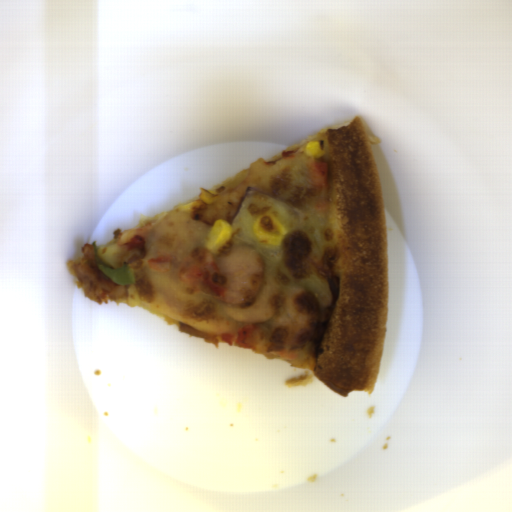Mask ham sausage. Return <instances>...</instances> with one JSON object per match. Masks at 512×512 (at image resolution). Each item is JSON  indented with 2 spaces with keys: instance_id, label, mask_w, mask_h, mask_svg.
<instances>
[{
  "instance_id": "77c602ba",
  "label": "ham sausage",
  "mask_w": 512,
  "mask_h": 512,
  "mask_svg": "<svg viewBox=\"0 0 512 512\" xmlns=\"http://www.w3.org/2000/svg\"><path fill=\"white\" fill-rule=\"evenodd\" d=\"M178 328H179V331H182V332L187 333L189 335L202 337L203 339H206V340L208 338H210L207 333L199 331V330H197V329H195V328H193L191 326H188V325H186V324H184V323H182L180 321H179V324H178Z\"/></svg>"
},
{
  "instance_id": "0cea0756",
  "label": "ham sausage",
  "mask_w": 512,
  "mask_h": 512,
  "mask_svg": "<svg viewBox=\"0 0 512 512\" xmlns=\"http://www.w3.org/2000/svg\"><path fill=\"white\" fill-rule=\"evenodd\" d=\"M217 267L225 282L217 299L224 312L243 323H264L279 306L276 287L262 286L266 266L253 246L236 245L218 255Z\"/></svg>"
}]
</instances>
